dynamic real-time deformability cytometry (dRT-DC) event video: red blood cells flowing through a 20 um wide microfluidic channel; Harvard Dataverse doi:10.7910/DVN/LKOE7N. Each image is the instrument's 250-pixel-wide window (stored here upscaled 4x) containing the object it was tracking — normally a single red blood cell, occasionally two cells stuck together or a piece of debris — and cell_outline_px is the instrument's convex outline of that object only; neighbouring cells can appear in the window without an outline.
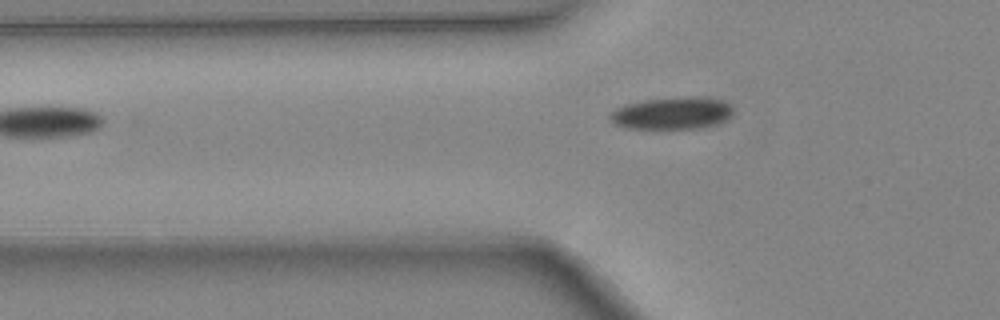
{"species": "common noctule bat (a hibernating species)", "species_latin": "Nyctalus noctula", "temperature_condition": "warm", "stored_images_in_passage": 5, "camera_frame_rate_fps": 3000, "um_per_image_px": 0.085, "animal": {"sex": "female", "body_mass_g": 24.6, "forearm_length_mm": 56.2}, "frame": {"image": 1, "passage_image": 5, "time_ms": 1.333, "image_size_px": [1000, 320], "cell_outline_px": [[732, 116], [728, 120], [716, 124], [700, 128], [624, 128], [612, 124], [608, 120], [608, 116], [616, 108], [624, 104], [644, 100], [688, 96], [724, 100], [732, 108]], "centroid_in_image_um": [57.09, 9.63], "position_along_channel_um": 68.7, "area_um2": 23.29}}